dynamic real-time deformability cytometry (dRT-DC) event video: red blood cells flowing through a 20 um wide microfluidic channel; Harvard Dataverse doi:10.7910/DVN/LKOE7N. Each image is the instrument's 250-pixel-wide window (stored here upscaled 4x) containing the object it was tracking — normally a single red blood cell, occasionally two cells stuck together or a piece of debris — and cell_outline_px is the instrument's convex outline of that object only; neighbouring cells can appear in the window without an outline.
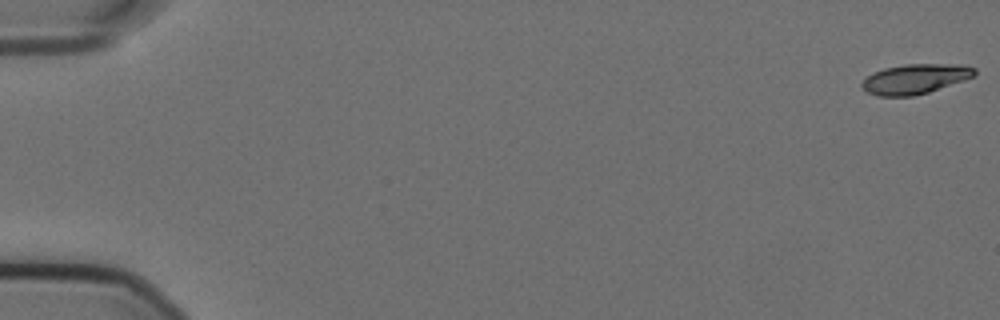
{"species": "Egyptian fruit bat (a non-hibernating species)", "species_latin": "Rousettus aegyptiacus", "temperature_condition": "cold", "stored_images_in_passage": 57, "camera_frame_rate_fps": 3000, "um_per_image_px": 0.085, "animal": {"sex": "female"}, "frame": {"image": 1, "passage_image": 1, "time_ms": 0.0, "image_size_px": [1000, 320], "cell_outline_px": [[976, 72], [972, 76], [964, 80], [928, 92], [912, 96], [876, 96], [868, 92], [860, 84], [868, 76], [884, 68], [904, 64], [956, 64], [976, 68]], "centroid_in_image_um": [77.78, 6.71], "position_along_channel_um": 7.2, "area_um2": 19.31}}
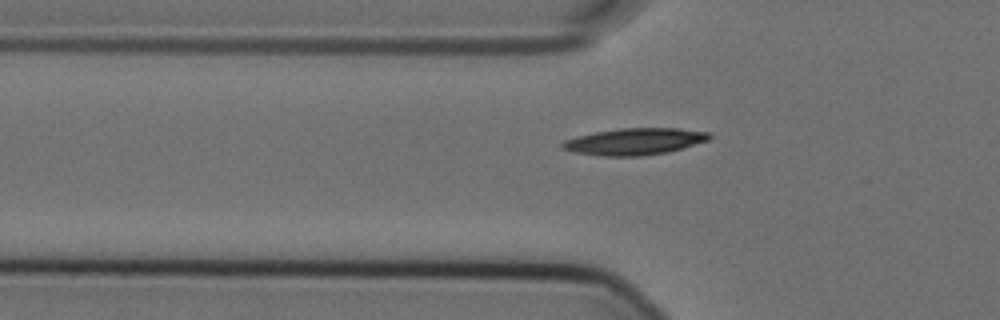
{"frame": {"image": 2, "passage_image": 20, "time_ms": 6.333, "image_size_px": [1000, 320], "cell_outline_px": [[712, 136], [708, 140], [668, 152], [640, 156], [604, 156], [572, 152], [560, 148], [560, 144], [564, 140], [576, 136], [596, 132], [620, 128], [680, 128], [712, 132]], "centroid_in_image_um": [53.93, 12.02], "position_along_channel_um": 71.9, "area_um2": 23.0}}
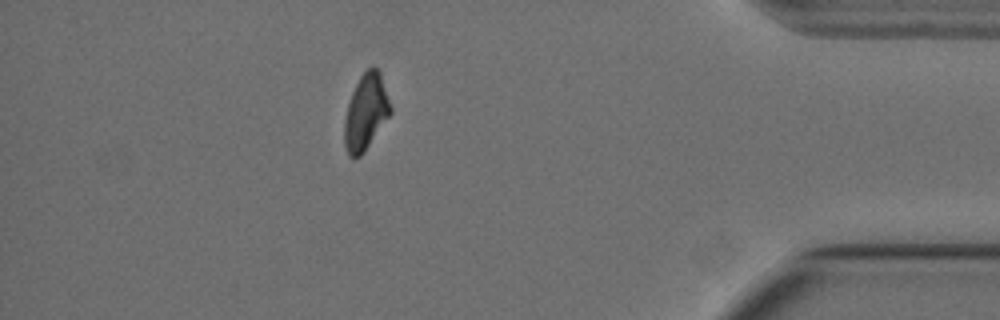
{"frame": {"image": 3, "passage_image": 51, "time_ms": 16.667, "image_size_px": [1000, 320], "cell_outline_px": [[392, 112], [364, 152], [360, 156], [352, 160], [348, 156], [344, 144], [344, 120], [348, 104], [352, 92], [360, 76], [368, 68], [376, 68], [380, 72], [392, 108]], "centroid_in_image_um": [31.08, 9.57], "position_along_channel_um": 404.1, "area_um2": 20.35}, "authors_computed_cell_mechanics": {"area_um2": 20.8658, "velocity_mm_per_s": 3.5744, "shape_relaxation_time_tau1_ms": 8.8891, "shape_relaxation_time_tau2_ms": 10.0591, "deformation_change_tau1": 0.2048, "deformation_change_tau2": 0.1589}}